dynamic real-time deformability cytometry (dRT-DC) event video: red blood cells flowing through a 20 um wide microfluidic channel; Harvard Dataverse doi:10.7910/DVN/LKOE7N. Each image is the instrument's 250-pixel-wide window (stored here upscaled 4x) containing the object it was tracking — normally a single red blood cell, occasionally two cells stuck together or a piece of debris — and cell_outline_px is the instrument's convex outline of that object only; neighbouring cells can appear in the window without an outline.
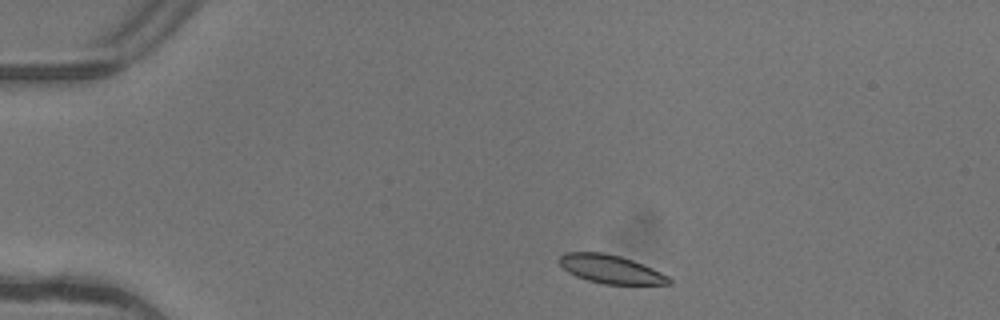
{"species": "common noctule bat (a hibernating species)", "species_latin": "Nyctalus noctula", "temperature_condition": "warm", "stored_images_in_passage": 3, "camera_frame_rate_fps": 3000, "um_per_image_px": 0.085, "animal": {"sex": "female"}, "frame": {"image": 1, "passage_image": 1, "time_ms": 0.0, "image_size_px": [1000, 320], "cell_outline_px": [[672, 284], [604, 284], [588, 280], [576, 276], [568, 272], [560, 264], [560, 256], [564, 252], [604, 252], [620, 256], [632, 260], [652, 268], [668, 276], [672, 280]], "centroid_in_image_um": [51.91, 22.87], "position_along_channel_um": 33.1, "area_um2": 18.03}}
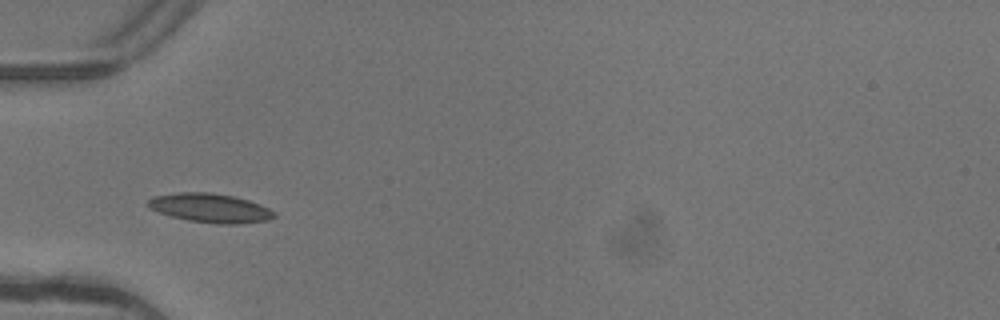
{"frame": {"image": 2, "passage_image": 3, "time_ms": 0.667, "image_size_px": [1000, 320], "cell_outline_px": [[276, 216], [268, 220], [240, 224], [220, 224], [188, 220], [172, 216], [148, 208], [144, 204], [152, 196], [180, 192], [208, 192], [232, 196], [248, 200], [260, 204], [276, 212]], "centroid_in_image_um": [17.85, 17.68], "position_along_channel_um": 67.1, "area_um2": 21.39}}